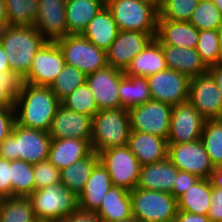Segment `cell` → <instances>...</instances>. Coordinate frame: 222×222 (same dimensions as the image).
<instances>
[{"mask_svg":"<svg viewBox=\"0 0 222 222\" xmlns=\"http://www.w3.org/2000/svg\"><path fill=\"white\" fill-rule=\"evenodd\" d=\"M196 50L208 68L220 62L217 30H199Z\"/></svg>","mask_w":222,"mask_h":222,"instance_id":"cell-41","label":"cell"},{"mask_svg":"<svg viewBox=\"0 0 222 222\" xmlns=\"http://www.w3.org/2000/svg\"><path fill=\"white\" fill-rule=\"evenodd\" d=\"M152 100L172 106L189 99L190 78L175 70L166 69L147 77Z\"/></svg>","mask_w":222,"mask_h":222,"instance_id":"cell-12","label":"cell"},{"mask_svg":"<svg viewBox=\"0 0 222 222\" xmlns=\"http://www.w3.org/2000/svg\"><path fill=\"white\" fill-rule=\"evenodd\" d=\"M167 69L193 78L208 73V67L202 61L196 48H183L171 45H161Z\"/></svg>","mask_w":222,"mask_h":222,"instance_id":"cell-24","label":"cell"},{"mask_svg":"<svg viewBox=\"0 0 222 222\" xmlns=\"http://www.w3.org/2000/svg\"><path fill=\"white\" fill-rule=\"evenodd\" d=\"M167 69L161 44L154 39L124 71L126 76L148 77Z\"/></svg>","mask_w":222,"mask_h":222,"instance_id":"cell-27","label":"cell"},{"mask_svg":"<svg viewBox=\"0 0 222 222\" xmlns=\"http://www.w3.org/2000/svg\"><path fill=\"white\" fill-rule=\"evenodd\" d=\"M98 161V153L92 151L87 157L60 171L61 183L78 196L84 189L86 181Z\"/></svg>","mask_w":222,"mask_h":222,"instance_id":"cell-31","label":"cell"},{"mask_svg":"<svg viewBox=\"0 0 222 222\" xmlns=\"http://www.w3.org/2000/svg\"><path fill=\"white\" fill-rule=\"evenodd\" d=\"M172 107L170 104L154 100L130 107V130L168 139Z\"/></svg>","mask_w":222,"mask_h":222,"instance_id":"cell-10","label":"cell"},{"mask_svg":"<svg viewBox=\"0 0 222 222\" xmlns=\"http://www.w3.org/2000/svg\"><path fill=\"white\" fill-rule=\"evenodd\" d=\"M124 71L107 65L86 76V83L94 93L98 110L123 108L119 94Z\"/></svg>","mask_w":222,"mask_h":222,"instance_id":"cell-17","label":"cell"},{"mask_svg":"<svg viewBox=\"0 0 222 222\" xmlns=\"http://www.w3.org/2000/svg\"><path fill=\"white\" fill-rule=\"evenodd\" d=\"M189 22L198 30H217L222 23V13L212 0H199Z\"/></svg>","mask_w":222,"mask_h":222,"instance_id":"cell-39","label":"cell"},{"mask_svg":"<svg viewBox=\"0 0 222 222\" xmlns=\"http://www.w3.org/2000/svg\"><path fill=\"white\" fill-rule=\"evenodd\" d=\"M156 33L119 31L117 38L106 51L107 64L125 71L132 59L141 53L154 39Z\"/></svg>","mask_w":222,"mask_h":222,"instance_id":"cell-16","label":"cell"},{"mask_svg":"<svg viewBox=\"0 0 222 222\" xmlns=\"http://www.w3.org/2000/svg\"><path fill=\"white\" fill-rule=\"evenodd\" d=\"M188 101L205 120L222 119L219 87L209 72L190 78Z\"/></svg>","mask_w":222,"mask_h":222,"instance_id":"cell-14","label":"cell"},{"mask_svg":"<svg viewBox=\"0 0 222 222\" xmlns=\"http://www.w3.org/2000/svg\"><path fill=\"white\" fill-rule=\"evenodd\" d=\"M15 123V108H0V143L11 134Z\"/></svg>","mask_w":222,"mask_h":222,"instance_id":"cell-45","label":"cell"},{"mask_svg":"<svg viewBox=\"0 0 222 222\" xmlns=\"http://www.w3.org/2000/svg\"><path fill=\"white\" fill-rule=\"evenodd\" d=\"M199 0H164L158 19L189 22Z\"/></svg>","mask_w":222,"mask_h":222,"instance_id":"cell-42","label":"cell"},{"mask_svg":"<svg viewBox=\"0 0 222 222\" xmlns=\"http://www.w3.org/2000/svg\"><path fill=\"white\" fill-rule=\"evenodd\" d=\"M209 179L213 187L222 188V165L214 168Z\"/></svg>","mask_w":222,"mask_h":222,"instance_id":"cell-51","label":"cell"},{"mask_svg":"<svg viewBox=\"0 0 222 222\" xmlns=\"http://www.w3.org/2000/svg\"><path fill=\"white\" fill-rule=\"evenodd\" d=\"M0 222H38L28 197L3 198L0 204Z\"/></svg>","mask_w":222,"mask_h":222,"instance_id":"cell-33","label":"cell"},{"mask_svg":"<svg viewBox=\"0 0 222 222\" xmlns=\"http://www.w3.org/2000/svg\"><path fill=\"white\" fill-rule=\"evenodd\" d=\"M168 158L180 171L194 174L200 179H209L215 168L200 139L168 144Z\"/></svg>","mask_w":222,"mask_h":222,"instance_id":"cell-11","label":"cell"},{"mask_svg":"<svg viewBox=\"0 0 222 222\" xmlns=\"http://www.w3.org/2000/svg\"><path fill=\"white\" fill-rule=\"evenodd\" d=\"M51 140L49 132L15 123L11 134L0 143V157L36 164L48 159Z\"/></svg>","mask_w":222,"mask_h":222,"instance_id":"cell-3","label":"cell"},{"mask_svg":"<svg viewBox=\"0 0 222 222\" xmlns=\"http://www.w3.org/2000/svg\"><path fill=\"white\" fill-rule=\"evenodd\" d=\"M52 139L78 138L91 140L92 117L60 105L49 130Z\"/></svg>","mask_w":222,"mask_h":222,"instance_id":"cell-19","label":"cell"},{"mask_svg":"<svg viewBox=\"0 0 222 222\" xmlns=\"http://www.w3.org/2000/svg\"><path fill=\"white\" fill-rule=\"evenodd\" d=\"M112 181L106 168L98 161L78 195V206L82 211L95 212L101 205L105 194L112 187Z\"/></svg>","mask_w":222,"mask_h":222,"instance_id":"cell-23","label":"cell"},{"mask_svg":"<svg viewBox=\"0 0 222 222\" xmlns=\"http://www.w3.org/2000/svg\"><path fill=\"white\" fill-rule=\"evenodd\" d=\"M8 26V20L6 17L5 1L0 0V33Z\"/></svg>","mask_w":222,"mask_h":222,"instance_id":"cell-53","label":"cell"},{"mask_svg":"<svg viewBox=\"0 0 222 222\" xmlns=\"http://www.w3.org/2000/svg\"><path fill=\"white\" fill-rule=\"evenodd\" d=\"M199 30L190 22L157 20L155 39L161 45H171L183 48H196Z\"/></svg>","mask_w":222,"mask_h":222,"instance_id":"cell-22","label":"cell"},{"mask_svg":"<svg viewBox=\"0 0 222 222\" xmlns=\"http://www.w3.org/2000/svg\"><path fill=\"white\" fill-rule=\"evenodd\" d=\"M119 33L112 12L105 5L88 23L82 35L97 48L107 51Z\"/></svg>","mask_w":222,"mask_h":222,"instance_id":"cell-26","label":"cell"},{"mask_svg":"<svg viewBox=\"0 0 222 222\" xmlns=\"http://www.w3.org/2000/svg\"><path fill=\"white\" fill-rule=\"evenodd\" d=\"M24 79L12 70L0 72V108H14Z\"/></svg>","mask_w":222,"mask_h":222,"instance_id":"cell-40","label":"cell"},{"mask_svg":"<svg viewBox=\"0 0 222 222\" xmlns=\"http://www.w3.org/2000/svg\"><path fill=\"white\" fill-rule=\"evenodd\" d=\"M0 42L12 71L23 79L28 75L38 50L47 42L34 26H6Z\"/></svg>","mask_w":222,"mask_h":222,"instance_id":"cell-2","label":"cell"},{"mask_svg":"<svg viewBox=\"0 0 222 222\" xmlns=\"http://www.w3.org/2000/svg\"><path fill=\"white\" fill-rule=\"evenodd\" d=\"M207 216L211 222H222V188L212 186L211 205Z\"/></svg>","mask_w":222,"mask_h":222,"instance_id":"cell-47","label":"cell"},{"mask_svg":"<svg viewBox=\"0 0 222 222\" xmlns=\"http://www.w3.org/2000/svg\"><path fill=\"white\" fill-rule=\"evenodd\" d=\"M218 39H219V53H220V62H222V23L217 29Z\"/></svg>","mask_w":222,"mask_h":222,"instance_id":"cell-55","label":"cell"},{"mask_svg":"<svg viewBox=\"0 0 222 222\" xmlns=\"http://www.w3.org/2000/svg\"><path fill=\"white\" fill-rule=\"evenodd\" d=\"M0 197H12L11 161L0 157Z\"/></svg>","mask_w":222,"mask_h":222,"instance_id":"cell-44","label":"cell"},{"mask_svg":"<svg viewBox=\"0 0 222 222\" xmlns=\"http://www.w3.org/2000/svg\"><path fill=\"white\" fill-rule=\"evenodd\" d=\"M215 6L220 10L222 13V0H212Z\"/></svg>","mask_w":222,"mask_h":222,"instance_id":"cell-57","label":"cell"},{"mask_svg":"<svg viewBox=\"0 0 222 222\" xmlns=\"http://www.w3.org/2000/svg\"><path fill=\"white\" fill-rule=\"evenodd\" d=\"M86 74L76 67L65 65L59 72L50 88L55 96L62 101L77 87L86 82Z\"/></svg>","mask_w":222,"mask_h":222,"instance_id":"cell-38","label":"cell"},{"mask_svg":"<svg viewBox=\"0 0 222 222\" xmlns=\"http://www.w3.org/2000/svg\"><path fill=\"white\" fill-rule=\"evenodd\" d=\"M61 105L69 110L91 117L99 111L94 93L90 90L86 82L65 97L61 101Z\"/></svg>","mask_w":222,"mask_h":222,"instance_id":"cell-37","label":"cell"},{"mask_svg":"<svg viewBox=\"0 0 222 222\" xmlns=\"http://www.w3.org/2000/svg\"><path fill=\"white\" fill-rule=\"evenodd\" d=\"M35 190L61 183L60 170L47 159L33 164Z\"/></svg>","mask_w":222,"mask_h":222,"instance_id":"cell-43","label":"cell"},{"mask_svg":"<svg viewBox=\"0 0 222 222\" xmlns=\"http://www.w3.org/2000/svg\"><path fill=\"white\" fill-rule=\"evenodd\" d=\"M11 70L4 48L0 42V72Z\"/></svg>","mask_w":222,"mask_h":222,"instance_id":"cell-52","label":"cell"},{"mask_svg":"<svg viewBox=\"0 0 222 222\" xmlns=\"http://www.w3.org/2000/svg\"><path fill=\"white\" fill-rule=\"evenodd\" d=\"M128 147L141 165L160 162L168 157L167 139L146 132L130 130Z\"/></svg>","mask_w":222,"mask_h":222,"instance_id":"cell-20","label":"cell"},{"mask_svg":"<svg viewBox=\"0 0 222 222\" xmlns=\"http://www.w3.org/2000/svg\"><path fill=\"white\" fill-rule=\"evenodd\" d=\"M132 216L139 222H173L177 215V199L168 192L144 190L130 191Z\"/></svg>","mask_w":222,"mask_h":222,"instance_id":"cell-6","label":"cell"},{"mask_svg":"<svg viewBox=\"0 0 222 222\" xmlns=\"http://www.w3.org/2000/svg\"><path fill=\"white\" fill-rule=\"evenodd\" d=\"M105 5V0H67L68 33L81 35L86 30L88 23Z\"/></svg>","mask_w":222,"mask_h":222,"instance_id":"cell-28","label":"cell"},{"mask_svg":"<svg viewBox=\"0 0 222 222\" xmlns=\"http://www.w3.org/2000/svg\"><path fill=\"white\" fill-rule=\"evenodd\" d=\"M101 221H119L132 217L130 191L112 186L95 211Z\"/></svg>","mask_w":222,"mask_h":222,"instance_id":"cell-29","label":"cell"},{"mask_svg":"<svg viewBox=\"0 0 222 222\" xmlns=\"http://www.w3.org/2000/svg\"><path fill=\"white\" fill-rule=\"evenodd\" d=\"M65 63L76 67L86 75L105 68L107 64L106 51L97 48L82 34H69L56 40Z\"/></svg>","mask_w":222,"mask_h":222,"instance_id":"cell-8","label":"cell"},{"mask_svg":"<svg viewBox=\"0 0 222 222\" xmlns=\"http://www.w3.org/2000/svg\"><path fill=\"white\" fill-rule=\"evenodd\" d=\"M208 72L216 81L222 99V62H218L217 64L210 66Z\"/></svg>","mask_w":222,"mask_h":222,"instance_id":"cell-50","label":"cell"},{"mask_svg":"<svg viewBox=\"0 0 222 222\" xmlns=\"http://www.w3.org/2000/svg\"><path fill=\"white\" fill-rule=\"evenodd\" d=\"M144 3H147L151 5L153 8H155L158 12L161 10L164 0H141Z\"/></svg>","mask_w":222,"mask_h":222,"instance_id":"cell-54","label":"cell"},{"mask_svg":"<svg viewBox=\"0 0 222 222\" xmlns=\"http://www.w3.org/2000/svg\"><path fill=\"white\" fill-rule=\"evenodd\" d=\"M99 161L106 168L112 185L129 191L137 187L141 164L128 145L102 150Z\"/></svg>","mask_w":222,"mask_h":222,"instance_id":"cell-9","label":"cell"},{"mask_svg":"<svg viewBox=\"0 0 222 222\" xmlns=\"http://www.w3.org/2000/svg\"><path fill=\"white\" fill-rule=\"evenodd\" d=\"M56 222H102L99 216L95 212L82 211L78 209L74 213L63 217Z\"/></svg>","mask_w":222,"mask_h":222,"instance_id":"cell-48","label":"cell"},{"mask_svg":"<svg viewBox=\"0 0 222 222\" xmlns=\"http://www.w3.org/2000/svg\"><path fill=\"white\" fill-rule=\"evenodd\" d=\"M9 26H34L38 0H4Z\"/></svg>","mask_w":222,"mask_h":222,"instance_id":"cell-34","label":"cell"},{"mask_svg":"<svg viewBox=\"0 0 222 222\" xmlns=\"http://www.w3.org/2000/svg\"><path fill=\"white\" fill-rule=\"evenodd\" d=\"M91 152V140L78 138L52 139L48 160L61 171L87 157Z\"/></svg>","mask_w":222,"mask_h":222,"instance_id":"cell-25","label":"cell"},{"mask_svg":"<svg viewBox=\"0 0 222 222\" xmlns=\"http://www.w3.org/2000/svg\"><path fill=\"white\" fill-rule=\"evenodd\" d=\"M119 94L121 106L126 109L152 100L147 77L125 75L120 80Z\"/></svg>","mask_w":222,"mask_h":222,"instance_id":"cell-32","label":"cell"},{"mask_svg":"<svg viewBox=\"0 0 222 222\" xmlns=\"http://www.w3.org/2000/svg\"><path fill=\"white\" fill-rule=\"evenodd\" d=\"M61 101L50 87L24 83L15 100L16 123L22 127L49 132Z\"/></svg>","mask_w":222,"mask_h":222,"instance_id":"cell-1","label":"cell"},{"mask_svg":"<svg viewBox=\"0 0 222 222\" xmlns=\"http://www.w3.org/2000/svg\"><path fill=\"white\" fill-rule=\"evenodd\" d=\"M12 197H28L34 190L33 164L16 159L11 161Z\"/></svg>","mask_w":222,"mask_h":222,"instance_id":"cell-35","label":"cell"},{"mask_svg":"<svg viewBox=\"0 0 222 222\" xmlns=\"http://www.w3.org/2000/svg\"><path fill=\"white\" fill-rule=\"evenodd\" d=\"M211 194L210 179H199L177 198L178 211L207 216L211 205Z\"/></svg>","mask_w":222,"mask_h":222,"instance_id":"cell-30","label":"cell"},{"mask_svg":"<svg viewBox=\"0 0 222 222\" xmlns=\"http://www.w3.org/2000/svg\"><path fill=\"white\" fill-rule=\"evenodd\" d=\"M205 121L189 101L173 106L168 144L192 142L200 139Z\"/></svg>","mask_w":222,"mask_h":222,"instance_id":"cell-15","label":"cell"},{"mask_svg":"<svg viewBox=\"0 0 222 222\" xmlns=\"http://www.w3.org/2000/svg\"><path fill=\"white\" fill-rule=\"evenodd\" d=\"M28 198L38 222H56L79 209L78 196L62 183L34 190Z\"/></svg>","mask_w":222,"mask_h":222,"instance_id":"cell-5","label":"cell"},{"mask_svg":"<svg viewBox=\"0 0 222 222\" xmlns=\"http://www.w3.org/2000/svg\"><path fill=\"white\" fill-rule=\"evenodd\" d=\"M200 140L213 166L222 165V119L206 120Z\"/></svg>","mask_w":222,"mask_h":222,"instance_id":"cell-36","label":"cell"},{"mask_svg":"<svg viewBox=\"0 0 222 222\" xmlns=\"http://www.w3.org/2000/svg\"><path fill=\"white\" fill-rule=\"evenodd\" d=\"M130 133L129 112L126 108L99 110L92 117V151L128 145Z\"/></svg>","mask_w":222,"mask_h":222,"instance_id":"cell-4","label":"cell"},{"mask_svg":"<svg viewBox=\"0 0 222 222\" xmlns=\"http://www.w3.org/2000/svg\"><path fill=\"white\" fill-rule=\"evenodd\" d=\"M65 65L63 53L56 41H47L34 56L24 83L50 87Z\"/></svg>","mask_w":222,"mask_h":222,"instance_id":"cell-13","label":"cell"},{"mask_svg":"<svg viewBox=\"0 0 222 222\" xmlns=\"http://www.w3.org/2000/svg\"><path fill=\"white\" fill-rule=\"evenodd\" d=\"M34 27L47 41H56L69 35L65 0H38Z\"/></svg>","mask_w":222,"mask_h":222,"instance_id":"cell-18","label":"cell"},{"mask_svg":"<svg viewBox=\"0 0 222 222\" xmlns=\"http://www.w3.org/2000/svg\"><path fill=\"white\" fill-rule=\"evenodd\" d=\"M199 179L200 178L194 174L179 170L171 194L177 199Z\"/></svg>","mask_w":222,"mask_h":222,"instance_id":"cell-46","label":"cell"},{"mask_svg":"<svg viewBox=\"0 0 222 222\" xmlns=\"http://www.w3.org/2000/svg\"><path fill=\"white\" fill-rule=\"evenodd\" d=\"M173 222H211L208 216L178 211Z\"/></svg>","mask_w":222,"mask_h":222,"instance_id":"cell-49","label":"cell"},{"mask_svg":"<svg viewBox=\"0 0 222 222\" xmlns=\"http://www.w3.org/2000/svg\"><path fill=\"white\" fill-rule=\"evenodd\" d=\"M178 171L168 157L160 162L142 165L137 187L171 193Z\"/></svg>","mask_w":222,"mask_h":222,"instance_id":"cell-21","label":"cell"},{"mask_svg":"<svg viewBox=\"0 0 222 222\" xmlns=\"http://www.w3.org/2000/svg\"><path fill=\"white\" fill-rule=\"evenodd\" d=\"M102 222H139L135 217H131L128 219H124V220H119V221H102Z\"/></svg>","mask_w":222,"mask_h":222,"instance_id":"cell-56","label":"cell"},{"mask_svg":"<svg viewBox=\"0 0 222 222\" xmlns=\"http://www.w3.org/2000/svg\"><path fill=\"white\" fill-rule=\"evenodd\" d=\"M119 31L156 33L159 12L141 0H107Z\"/></svg>","mask_w":222,"mask_h":222,"instance_id":"cell-7","label":"cell"}]
</instances>
